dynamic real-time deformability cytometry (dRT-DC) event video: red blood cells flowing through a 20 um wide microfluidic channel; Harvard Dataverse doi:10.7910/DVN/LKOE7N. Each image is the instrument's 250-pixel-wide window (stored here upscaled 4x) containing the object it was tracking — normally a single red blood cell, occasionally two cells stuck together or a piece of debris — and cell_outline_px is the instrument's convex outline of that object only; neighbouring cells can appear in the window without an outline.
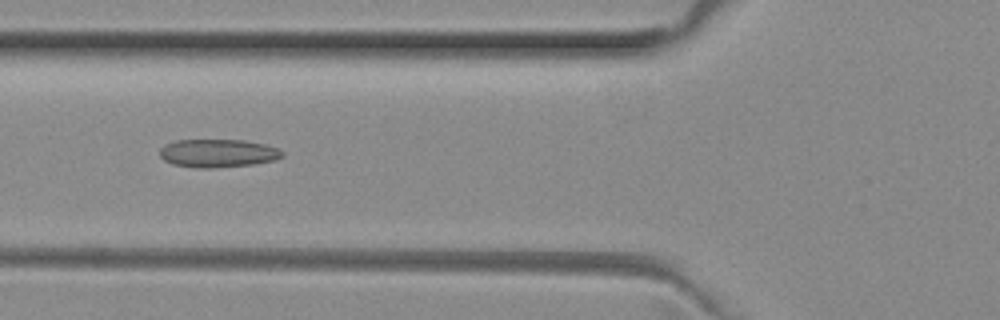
{"species": "common noctule bat (a hibernating species)", "species_latin": "Nyctalus noctula", "temperature_condition": "room temperature", "stored_images_in_passage": 50, "camera_frame_rate_fps": 3000, "um_per_image_px": 0.085, "animal": {"sex": "female", "body_mass_g": 29.2, "forearm_length_mm": 56.3}, "frame": {"image": 1, "passage_image": 18, "time_ms": 5.667, "image_size_px": [1000, 320], "cell_outline_px": [[284, 156], [276, 160], [252, 164], [216, 168], [196, 168], [172, 164], [164, 160], [160, 156], [160, 148], [164, 144], [176, 140], [244, 140], [264, 144], [276, 148], [284, 152]], "centroid_in_image_um": [18.51, 13.03], "position_along_channel_um": 107.3, "area_um2": 20.23}}
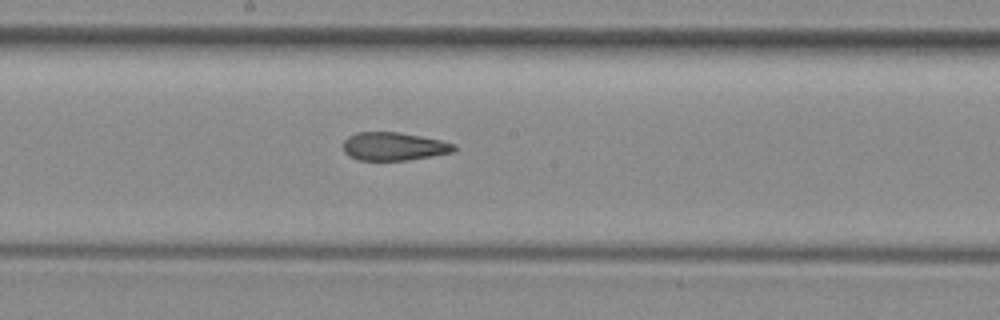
{"frame": {"image": 2, "passage_image": 26, "time_ms": 8.333, "image_size_px": [1000, 320], "cell_outline_px": [[456, 152], [408, 160], [356, 160], [348, 156], [344, 152], [344, 140], [348, 136], [356, 132], [396, 132], [420, 136], [440, 140], [456, 144]], "centroid_in_image_um": [33.48, 12.45], "position_along_channel_um": 214.7, "area_um2": 18.32}}
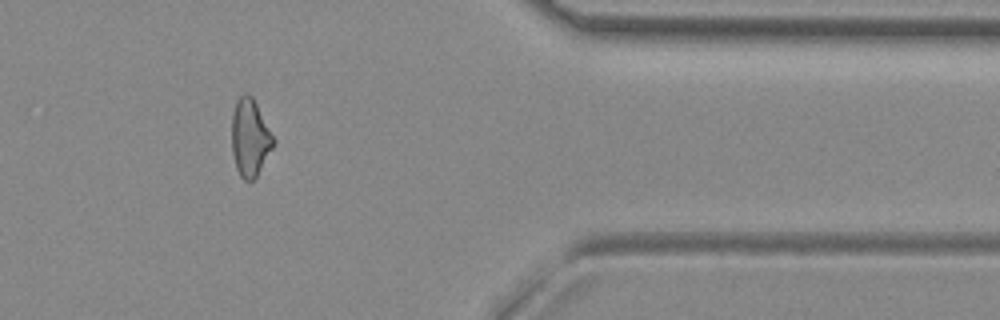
{"frame": {"image": 3, "passage_image": 41, "time_ms": 13.333, "image_size_px": [1000, 320], "cell_outline_px": [[276, 140], [272, 148], [256, 176], [252, 180], [244, 180], [240, 176], [236, 168], [232, 152], [232, 116], [236, 100], [244, 92], [248, 92], [252, 96]], "centroid_in_image_um": [21.24, 11.67], "position_along_channel_um": 390.2, "area_um2": 18.67}, "authors_computed_cell_mechanics": {"area_um2": 19.4208, "velocity_mm_per_s": 4.017, "shape_relaxation_time_tau1_ms": null, "shape_relaxation_time_tau2_ms": 2.9716, "deformation_change_tau1": null, "deformation_change_tau2": 0.1113}}